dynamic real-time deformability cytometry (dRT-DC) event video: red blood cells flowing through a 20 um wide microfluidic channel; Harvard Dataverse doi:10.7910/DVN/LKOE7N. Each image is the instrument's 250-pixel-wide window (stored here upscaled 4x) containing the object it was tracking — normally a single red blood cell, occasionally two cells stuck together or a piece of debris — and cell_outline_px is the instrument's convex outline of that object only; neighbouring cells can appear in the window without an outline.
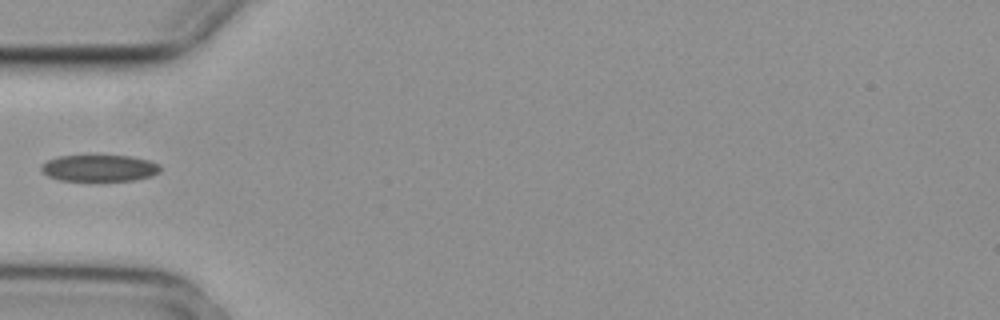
{"species": "common noctule bat (a hibernating species)", "species_latin": "Nyctalus noctula", "temperature_condition": "cold", "stored_images_in_passage": 5, "camera_frame_rate_fps": 3000, "um_per_image_px": 0.085, "animal": {"sex": "female", "body_mass_g": 29.2, "forearm_length_mm": 56.3}, "frame": {"image": 1, "passage_image": 4, "time_ms": 1.0, "image_size_px": [1000, 320], "cell_outline_px": [[160, 172], [152, 176], [132, 180], [60, 180], [48, 176], [40, 168], [40, 164], [56, 156], [132, 156], [148, 160], [160, 164]], "centroid_in_image_um": [8.45, 14.28], "position_along_channel_um": 76.6, "area_um2": 18.32}}